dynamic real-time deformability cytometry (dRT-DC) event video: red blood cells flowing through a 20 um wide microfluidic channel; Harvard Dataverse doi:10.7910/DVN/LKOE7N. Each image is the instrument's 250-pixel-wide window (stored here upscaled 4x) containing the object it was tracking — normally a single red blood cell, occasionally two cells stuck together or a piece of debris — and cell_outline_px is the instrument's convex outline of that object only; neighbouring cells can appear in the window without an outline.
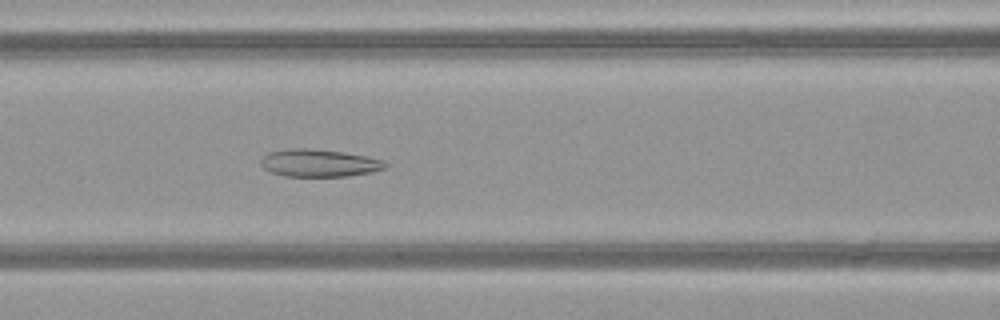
{"species": "common noctule bat (a hibernating species)", "species_latin": "Nyctalus noctula", "temperature_condition": "warm", "stored_images_in_passage": 50, "camera_frame_rate_fps": 3000, "um_per_image_px": 0.085, "animal": {"sex": "female", "body_mass_g": 21.9}, "frame": {"image": 1, "passage_image": 22, "time_ms": 7.0, "image_size_px": [1000, 320], "cell_outline_px": [[388, 164], [384, 168], [372, 172], [348, 176], [284, 176], [272, 172], [264, 168], [260, 164], [260, 160], [268, 152], [284, 148], [308, 148], [344, 152], [368, 156], [384, 160]], "centroid_in_image_um": [27.12, 13.84], "position_along_channel_um": 139.5, "area_um2": 20.11}}
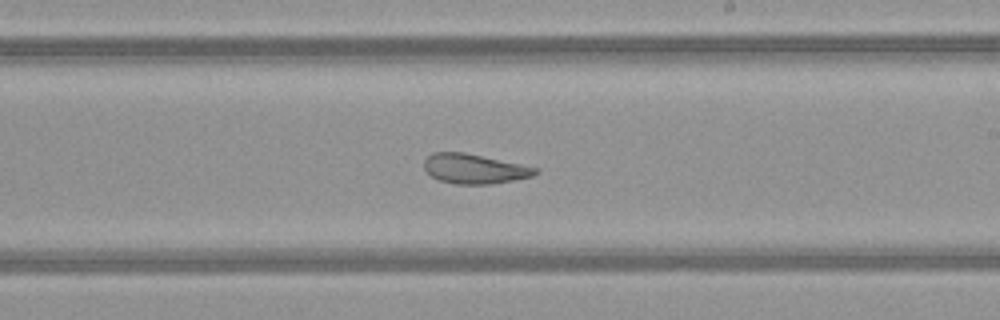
{"frame": {"image": 2, "passage_image": 30, "time_ms": 9.667, "image_size_px": [1000, 320], "cell_outline_px": [[540, 172], [532, 176], [492, 184], [456, 184], [440, 180], [432, 176], [424, 168], [424, 160], [432, 152], [464, 152], [540, 168]], "centroid_in_image_um": [40.34, 14.34], "position_along_channel_um": 248.7, "area_um2": 19.19}}
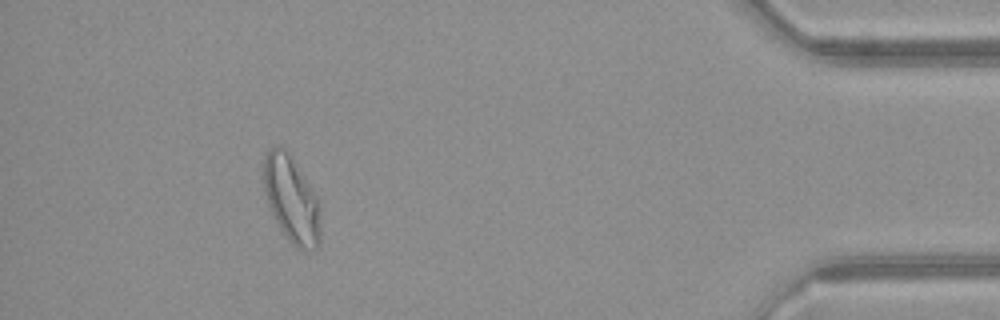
{"frame": {"image": 3, "passage_image": 46, "time_ms": 15.0, "image_size_px": [1000, 320], "cell_outline_px": [[320, 244], [316, 248], [308, 252], [296, 248], [288, 240], [280, 228], [268, 204], [260, 180], [260, 176], [264, 156], [268, 148], [276, 144], [280, 144], [288, 152], [300, 168], [320, 200]], "centroid_in_image_um": [24.75, 16.9], "position_along_channel_um": 410.4, "area_um2": 29.88}, "authors_computed_cell_mechanics": {"area_um2": 26.2123, "velocity_mm_per_s": 4.1043, "shape_relaxation_time_tau1_ms": null, "shape_relaxation_time_tau2_ms": 3.2449, "deformation_change_tau1": null, "deformation_change_tau2": 0.0827}}